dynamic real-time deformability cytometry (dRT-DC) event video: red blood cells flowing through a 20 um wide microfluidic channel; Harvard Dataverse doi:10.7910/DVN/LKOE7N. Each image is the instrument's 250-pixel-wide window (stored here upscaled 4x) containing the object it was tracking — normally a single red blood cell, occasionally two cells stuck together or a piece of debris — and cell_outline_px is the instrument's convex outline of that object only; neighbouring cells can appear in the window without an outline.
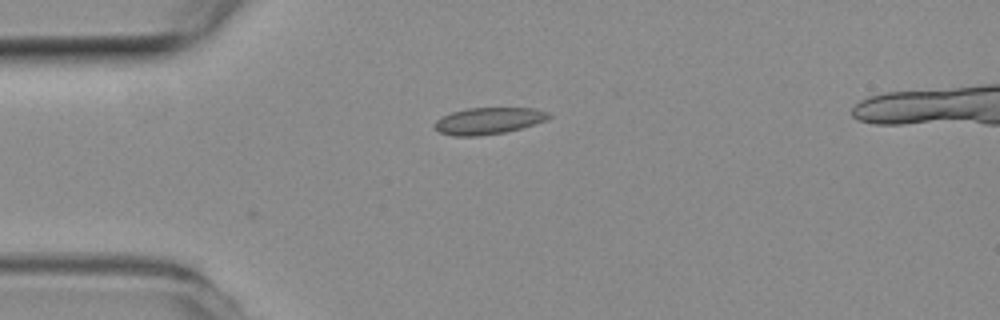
{"species": "common noctule bat (a hibernating species)", "species_latin": "Nyctalus noctula", "temperature_condition": "room temperature", "stored_images_in_passage": 2, "camera_frame_rate_fps": 3000, "um_per_image_px": 0.085, "animal": {"sex": "female", "body_mass_g": 19.3, "forearm_length_mm": 54.1}, "frame": {"image": 1, "passage_image": 2, "time_ms": 0.333, "image_size_px": [1000, 320], "cell_outline_px": [[552, 116], [548, 120], [508, 132], [476, 136], [456, 136], [440, 132], [432, 124], [436, 120], [452, 112], [468, 108], [532, 108], [548, 112]], "centroid_in_image_um": [41.55, 10.27], "position_along_channel_um": 43.4, "area_um2": 17.74}}